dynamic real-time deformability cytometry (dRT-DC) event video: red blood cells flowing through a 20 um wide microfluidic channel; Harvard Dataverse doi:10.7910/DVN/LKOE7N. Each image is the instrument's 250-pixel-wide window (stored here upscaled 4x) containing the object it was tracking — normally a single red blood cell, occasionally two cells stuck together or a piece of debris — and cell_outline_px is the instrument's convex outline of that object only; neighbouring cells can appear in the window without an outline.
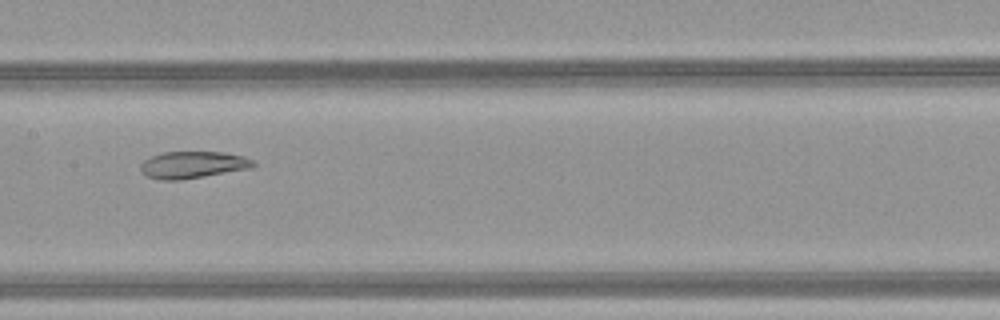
{"species": "common noctule bat (a hibernating species)", "species_latin": "Nyctalus noctula", "temperature_condition": "warm", "stored_images_in_passage": 39, "camera_frame_rate_fps": 3000, "um_per_image_px": 0.085, "animal": {"sex": "female", "body_mass_g": 21.9}, "frame": {"image": 1, "passage_image": 15, "time_ms": 4.667, "image_size_px": [1000, 320], "cell_outline_px": [[256, 164], [252, 168], [180, 180], [164, 180], [148, 176], [140, 168], [140, 164], [144, 160], [152, 156], [164, 152], [224, 152], [244, 156], [252, 160]], "centroid_in_image_um": [16.42, 14.0], "position_along_channel_um": 191.0, "area_um2": 17.51}}
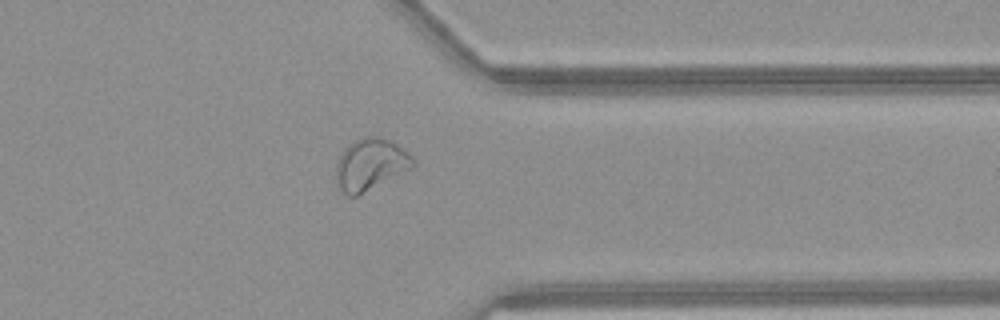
{"frame": {"image": 2, "passage_image": 29, "time_ms": 9.333, "image_size_px": [1000, 320], "cell_outline_px": [[416, 164], [412, 168], [356, 196], [348, 196], [336, 188], [336, 164], [344, 148], [348, 144], [356, 140], [368, 136], [380, 136], [396, 144], [408, 152], [416, 160]], "centroid_in_image_um": [31.47, 13.98], "position_along_channel_um": 379.9, "area_um2": 23.18}}
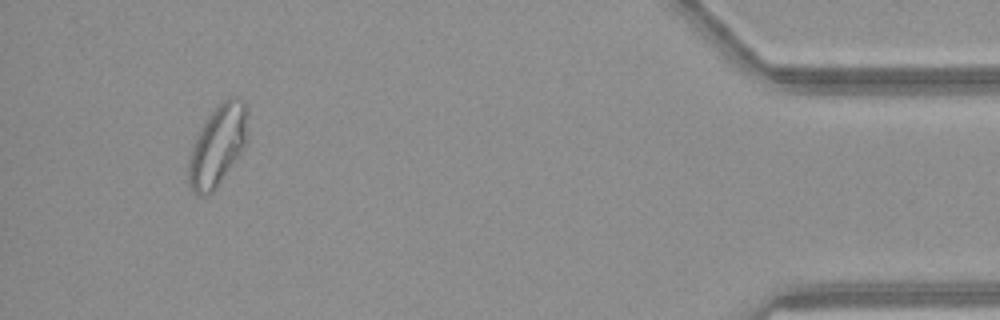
{"frame": {"image": 3, "passage_image": 36, "time_ms": 11.667, "image_size_px": [1000, 320], "cell_outline_px": [[248, 140], [240, 152], [212, 192], [204, 196], [196, 196], [192, 192], [188, 184], [188, 160], [192, 144], [204, 120], [228, 96], [236, 96], [244, 100], [248, 108]], "centroid_in_image_um": [18.5, 12.33], "position_along_channel_um": 416.7, "area_um2": 28.03}, "authors_computed_cell_mechanics": {"area_um2": 20.1144, "velocity_mm_per_s": 4.1217, "shape_relaxation_time_tau1_ms": null, "shape_relaxation_time_tau2_ms": 3.1315, "deformation_change_tau1": null, "deformation_change_tau2": 0.0881}}